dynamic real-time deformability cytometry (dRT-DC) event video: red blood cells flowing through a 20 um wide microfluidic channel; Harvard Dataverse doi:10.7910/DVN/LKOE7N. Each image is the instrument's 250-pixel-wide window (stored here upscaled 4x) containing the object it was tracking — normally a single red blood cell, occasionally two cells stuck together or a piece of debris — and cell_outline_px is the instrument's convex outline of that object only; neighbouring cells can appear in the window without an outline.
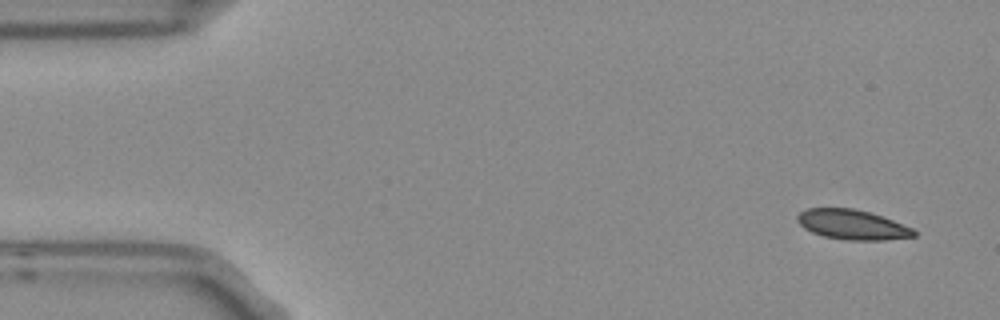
{"species": "Egyptian fruit bat (a non-hibernating species)", "species_latin": "Rousettus aegyptiacus", "temperature_condition": "room temperature", "stored_images_in_passage": 5, "segment_of_instrument_passage": [1, 2], "camera_frame_rate_fps": 3000, "um_per_image_px": 0.085, "frame": {"image": 1, "passage_image": 1, "time_ms": 0.0, "image_size_px": [1000, 320], "cell_outline_px": [[916, 236], [884, 240], [848, 240], [824, 236], [812, 232], [804, 228], [796, 220], [796, 216], [800, 212], [808, 208], [852, 208], [868, 212], [892, 220], [912, 228], [916, 232]], "centroid_in_image_um": [72.42, 19.09], "position_along_channel_um": 12.6, "area_um2": 20.06}}
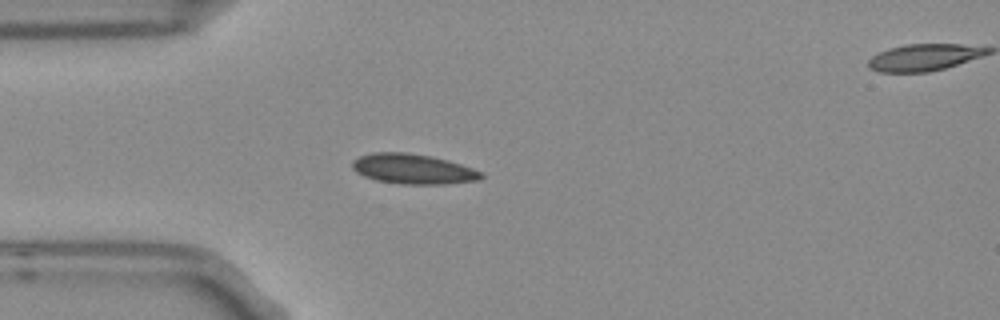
{"frame": {"image": 2, "passage_image": 4, "time_ms": 1.0, "image_size_px": [1000, 320], "cell_outline_px": [[484, 176], [480, 180], [444, 184], [404, 184], [376, 180], [364, 176], [356, 172], [352, 168], [352, 160], [360, 156], [372, 152], [408, 152], [432, 156], [448, 160], [484, 172]], "centroid_in_image_um": [35.12, 14.35], "position_along_channel_um": 49.9, "area_um2": 22.72}}